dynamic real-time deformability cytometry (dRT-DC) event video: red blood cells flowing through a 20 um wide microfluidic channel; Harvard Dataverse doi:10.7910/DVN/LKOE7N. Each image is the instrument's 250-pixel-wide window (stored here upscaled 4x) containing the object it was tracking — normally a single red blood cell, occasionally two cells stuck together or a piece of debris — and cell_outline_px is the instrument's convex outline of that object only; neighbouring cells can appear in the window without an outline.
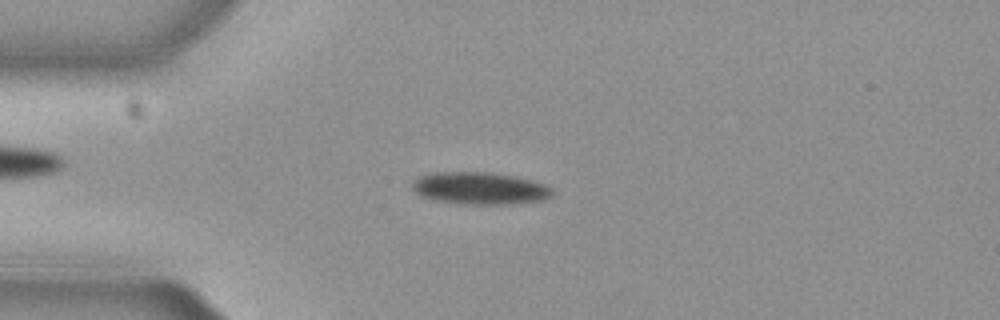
{"species": "common noctule bat (a hibernating species)", "species_latin": "Nyctalus noctula", "temperature_condition": "cold", "stored_images_in_passage": 52, "camera_frame_rate_fps": 3000, "um_per_image_px": 0.085, "animal": {"sex": "female", "body_mass_g": 29.2, "forearm_length_mm": 56.3}, "frame": {"image": 1, "passage_image": 12, "time_ms": 3.667, "image_size_px": [1000, 320], "cell_outline_px": [[552, 196], [544, 200], [512, 204], [456, 204], [432, 200], [420, 196], [412, 188], [412, 184], [420, 176], [436, 172], [492, 172], [516, 176], [532, 180], [544, 184], [552, 188]], "centroid_in_image_um": [40.8, 16.01], "position_along_channel_um": 44.2, "area_um2": 26.59}}
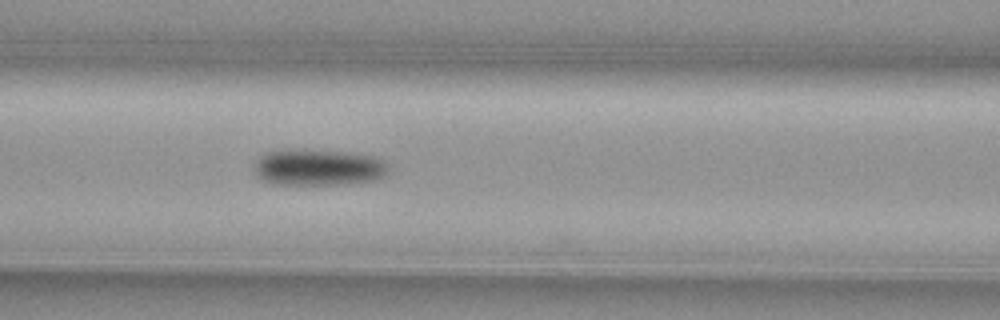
{"frame": {"image": 2, "passage_image": 21, "time_ms": 6.667, "image_size_px": [1000, 320], "cell_outline_px": [[388, 172], [384, 176], [372, 180], [344, 184], [272, 184], [256, 176], [252, 172], [252, 168], [256, 160], [264, 152], [280, 148], [308, 148], [352, 152], [380, 156], [388, 164]], "centroid_in_image_um": [27.02, 14.17], "position_along_channel_um": 139.6, "area_um2": 29.71}}
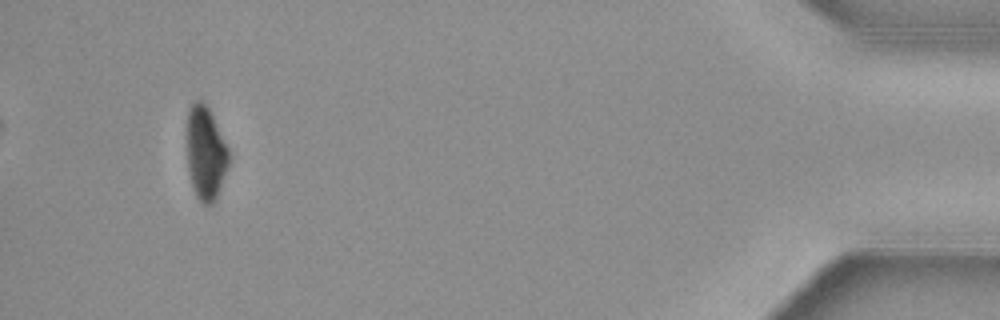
{"frame": {"image": 3, "passage_image": 49, "time_ms": 16.0, "image_size_px": [1000, 320], "cell_outline_px": [[228, 164], [216, 200], [212, 204], [204, 204], [196, 196], [192, 188], [188, 172], [184, 132], [188, 108], [196, 100], [200, 100], [208, 108], [228, 148]], "centroid_in_image_um": [17.4, 13.0], "position_along_channel_um": 417.8, "area_um2": 23.24}, "authors_computed_cell_mechanics": {"area_um2": 26.6747, "velocity_mm_per_s": 3.8217, "shape_relaxation_time_tau1_ms": 2.9164, "shape_relaxation_time_tau2_ms": null, "deformation_change_tau1": 0.102, "deformation_change_tau2": null}}